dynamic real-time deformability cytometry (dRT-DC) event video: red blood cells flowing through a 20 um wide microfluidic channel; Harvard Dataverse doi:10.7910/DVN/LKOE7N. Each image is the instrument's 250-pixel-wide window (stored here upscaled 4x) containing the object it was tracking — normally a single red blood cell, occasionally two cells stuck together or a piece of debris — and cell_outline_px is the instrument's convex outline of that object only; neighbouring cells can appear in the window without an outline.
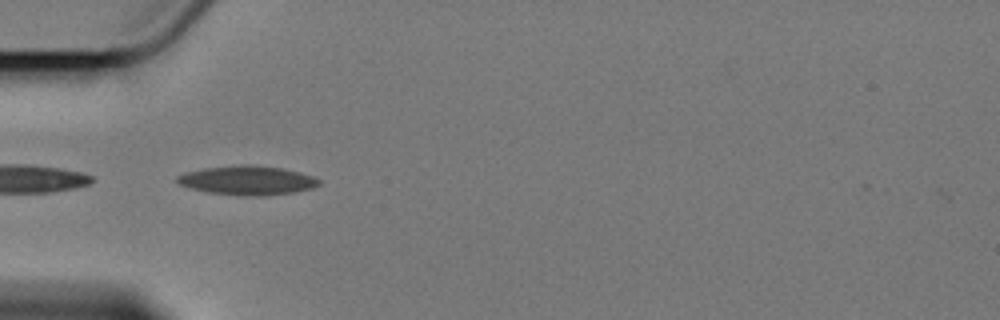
{"species": "Egyptian fruit bat (a non-hibernating species)", "species_latin": "Rousettus aegyptiacus", "temperature_condition": "cold", "stored_images_in_passage": 5, "camera_frame_rate_fps": 3000, "um_per_image_px": 0.085, "animal": {"sex": "female"}, "frame": {"image": 1, "passage_image": 4, "time_ms": 3.333, "image_size_px": [1000, 320], "cell_outline_px": [[320, 184], [312, 188], [292, 192], [264, 196], [244, 196], [204, 192], [180, 184], [176, 180], [176, 176], [184, 172], [204, 168], [240, 164], [248, 164], [280, 168], [300, 172], [312, 176], [320, 180]], "centroid_in_image_um": [21.0, 15.33], "position_along_channel_um": 64.0, "area_um2": 24.1}}
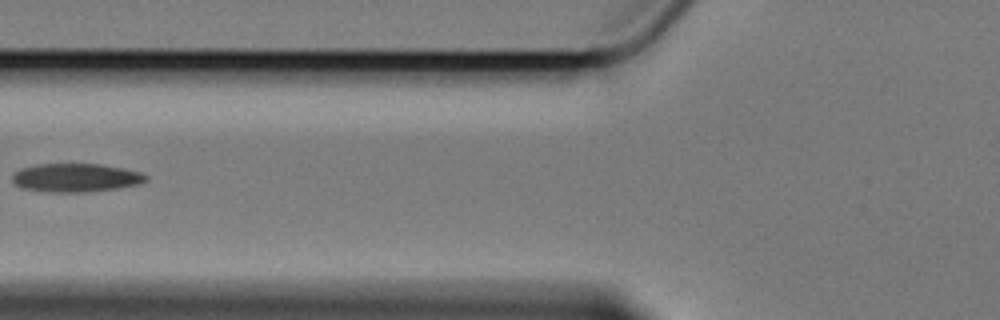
{"frame": {"image": 2, "passage_image": 5, "time_ms": 5.0, "image_size_px": [1000, 320], "cell_outline_px": [[148, 180], [140, 184], [116, 188], [84, 192], [52, 192], [20, 188], [12, 184], [12, 172], [20, 168], [36, 164], [100, 164], [124, 168], [140, 172], [148, 176]], "centroid_in_image_um": [6.4, 15.1], "position_along_channel_um": 119.4, "area_um2": 22.43}}